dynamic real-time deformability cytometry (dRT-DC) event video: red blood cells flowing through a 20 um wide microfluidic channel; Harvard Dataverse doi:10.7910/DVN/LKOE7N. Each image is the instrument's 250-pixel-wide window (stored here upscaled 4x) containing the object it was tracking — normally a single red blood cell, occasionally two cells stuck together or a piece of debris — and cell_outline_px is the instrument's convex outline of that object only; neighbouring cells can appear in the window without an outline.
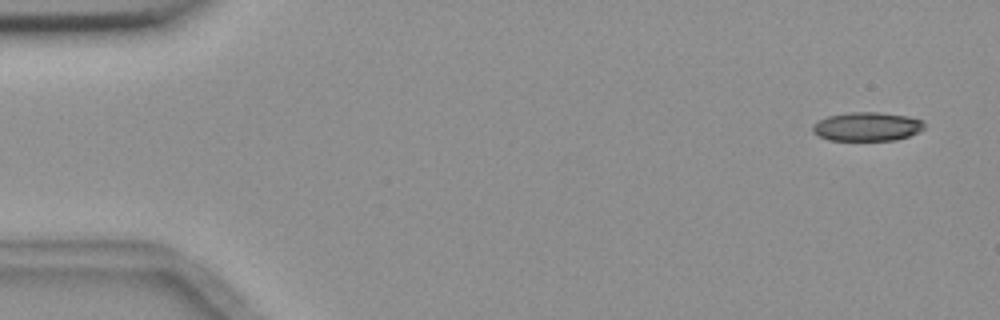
{"species": "common noctule bat (a hibernating species)", "species_latin": "Nyctalus noctula", "temperature_condition": "room temperature", "stored_images_in_passage": 9, "camera_frame_rate_fps": 3000, "um_per_image_px": 0.085, "animal": {"sex": "female", "body_mass_g": 18.4}, "frame": {"image": 1, "passage_image": 1, "time_ms": 0.0, "image_size_px": [1000, 320], "cell_outline_px": [[924, 128], [908, 136], [896, 140], [828, 140], [812, 132], [812, 124], [828, 116], [848, 112], [880, 112], [908, 116], [924, 120]], "centroid_in_image_um": [73.69, 10.75], "position_along_channel_um": 11.3, "area_um2": 18.79}}
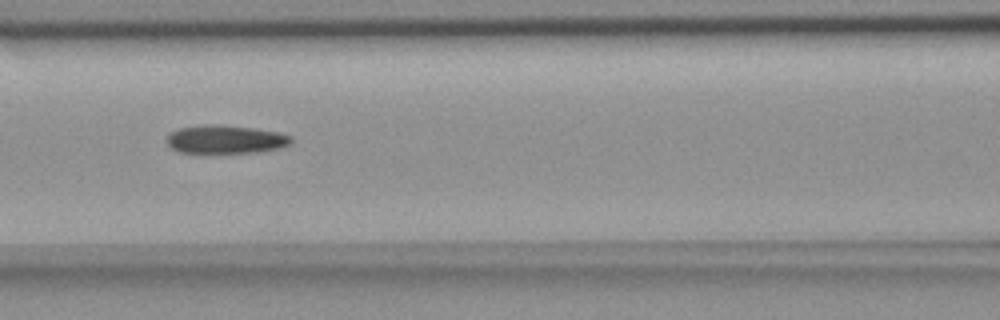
{"frame": {"image": 2, "passage_image": 6, "time_ms": 7.0, "image_size_px": [1000, 320], "cell_outline_px": [[292, 140], [288, 144], [280, 148], [256, 152], [180, 152], [172, 148], [164, 140], [176, 128], [208, 124], [252, 128], [276, 132], [292, 136]], "centroid_in_image_um": [19.13, 11.84], "position_along_channel_um": 147.5, "area_um2": 20.17}}
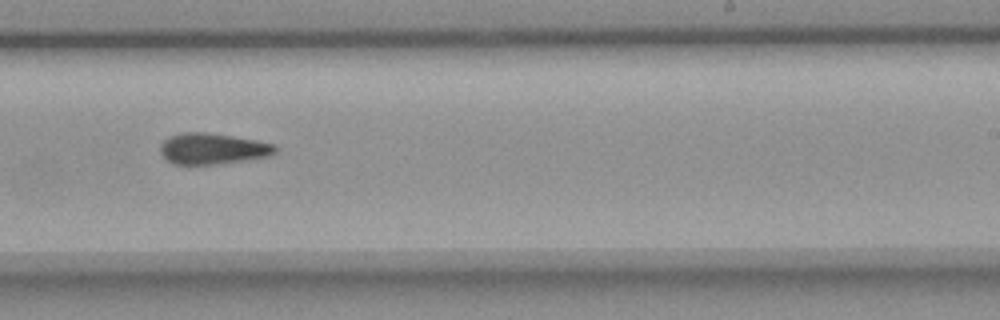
{"frame": {"image": 3, "passage_image": 9, "time_ms": 10.333, "image_size_px": [1000, 320], "cell_outline_px": [[276, 152], [272, 156], [248, 160], [212, 164], [172, 164], [160, 152], [160, 144], [168, 136], [184, 132], [208, 132], [256, 140], [276, 144]], "centroid_in_image_um": [18.09, 12.63], "position_along_channel_um": 270.9, "area_um2": 20.92}}